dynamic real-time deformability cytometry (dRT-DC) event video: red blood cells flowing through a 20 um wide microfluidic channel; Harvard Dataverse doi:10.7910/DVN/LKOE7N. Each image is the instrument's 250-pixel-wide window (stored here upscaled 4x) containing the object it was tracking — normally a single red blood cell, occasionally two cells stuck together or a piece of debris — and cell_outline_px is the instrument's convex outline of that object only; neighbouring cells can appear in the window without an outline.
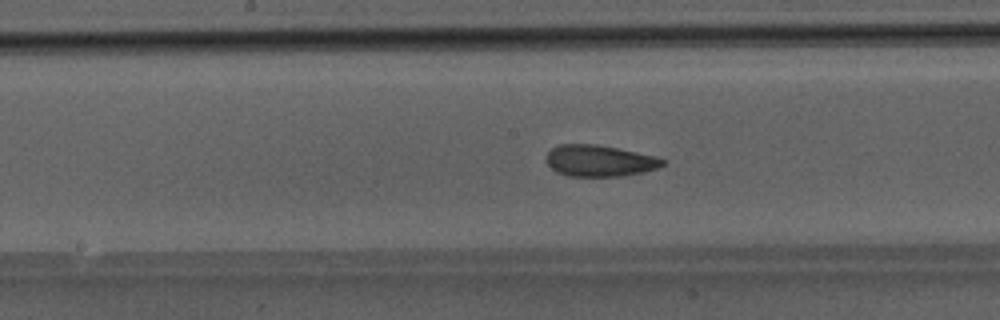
{"species": "Egyptian fruit bat (a non-hibernating species)", "species_latin": "Rousettus aegyptiacus", "temperature_condition": "room temperature", "stored_images_in_passage": 45, "camera_frame_rate_fps": 3000, "um_per_image_px": 0.085, "animal": {"sex": "male"}, "frame": {"image": 1, "passage_image": 21, "time_ms": 6.667, "image_size_px": [1000, 320], "cell_outline_px": [[668, 160], [664, 164], [656, 168], [644, 172], [620, 176], [568, 176], [556, 172], [544, 160], [548, 152], [552, 148], [560, 144], [596, 144], [656, 156]], "centroid_in_image_um": [50.95, 13.66], "position_along_channel_um": 197.3, "area_um2": 21.33}}
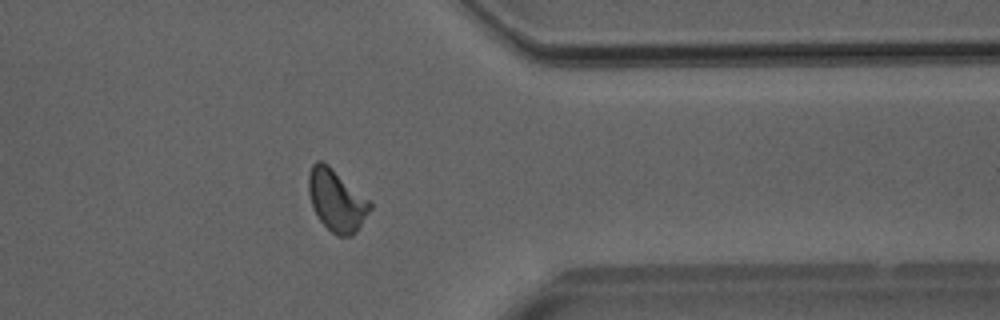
{"frame": {"image": 2, "passage_image": 35, "time_ms": 11.333, "image_size_px": [1000, 320], "cell_outline_px": [[372, 208], [356, 232], [352, 236], [336, 236], [320, 220], [312, 208], [308, 192], [308, 176], [312, 164], [316, 160], [320, 160], [328, 164], [372, 200]], "centroid_in_image_um": [28.63, 17.01], "position_along_channel_um": 382.8, "area_um2": 22.54}}
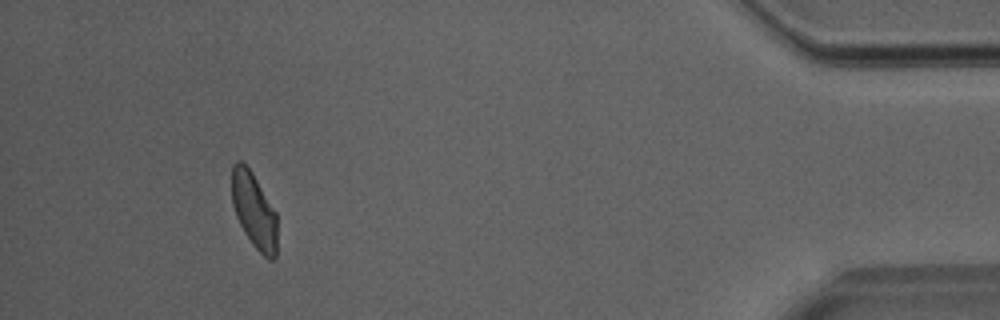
{"frame": {"image": 3, "passage_image": 41, "time_ms": 13.333, "image_size_px": [1000, 320], "cell_outline_px": [[276, 256], [272, 260], [268, 260], [252, 244], [244, 232], [236, 216], [232, 204], [232, 164], [236, 160], [240, 160], [252, 172], [276, 212]], "centroid_in_image_um": [21.58, 17.89], "position_along_channel_um": 413.6, "area_um2": 19.88}}